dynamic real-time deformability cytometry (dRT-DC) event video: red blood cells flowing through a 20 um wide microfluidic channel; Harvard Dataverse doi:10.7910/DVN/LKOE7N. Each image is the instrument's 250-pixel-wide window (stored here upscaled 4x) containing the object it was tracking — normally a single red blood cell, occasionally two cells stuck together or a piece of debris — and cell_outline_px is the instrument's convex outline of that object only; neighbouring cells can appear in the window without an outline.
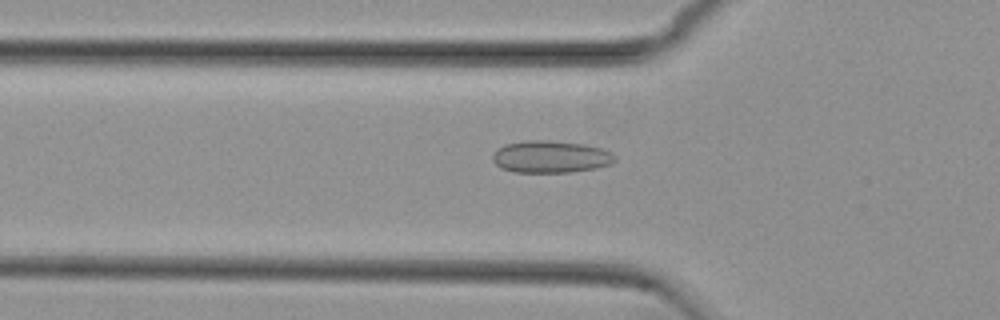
{"species": "common noctule bat (a hibernating species)", "species_latin": "Nyctalus noctula", "temperature_condition": "cold", "stored_images_in_passage": 39, "camera_frame_rate_fps": 3000, "um_per_image_px": 0.085, "animal": {"sex": "female", "body_mass_g": 29.2, "forearm_length_mm": 56.3}, "frame": {"image": 1, "passage_image": 2, "time_ms": 0.333, "image_size_px": [1000, 320], "cell_outline_px": [[616, 160], [612, 164], [596, 168], [572, 172], [512, 172], [500, 168], [492, 160], [492, 156], [496, 148], [504, 144], [524, 140], [548, 140], [584, 144], [604, 148], [612, 152], [616, 156]], "centroid_in_image_um": [46.81, 13.32], "position_along_channel_um": 79.0, "area_um2": 23.35}}
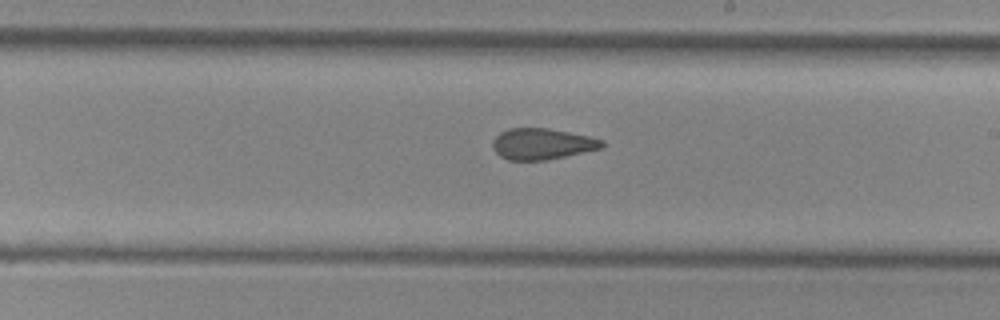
{"frame": {"image": 2, "passage_image": 15, "time_ms": 4.667, "image_size_px": [1000, 320], "cell_outline_px": [[604, 148], [544, 160], [508, 160], [500, 156], [492, 148], [492, 140], [500, 132], [508, 128], [548, 128], [588, 136], [604, 140]], "centroid_in_image_um": [46.06, 12.23], "position_along_channel_um": 242.9, "area_um2": 19.83}}
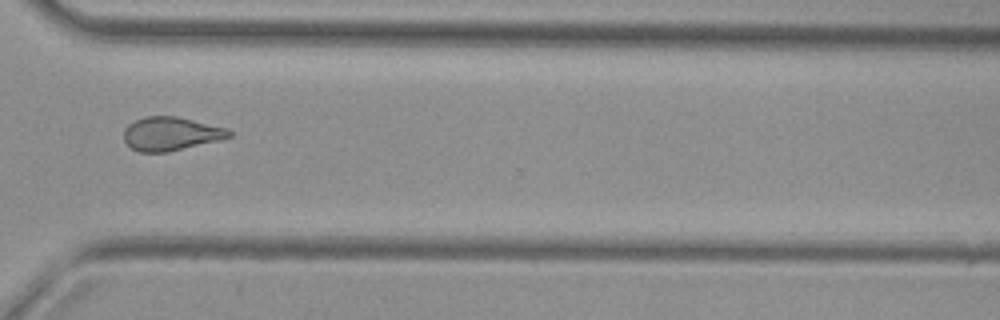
{"frame": {"image": 3, "passage_image": 24, "time_ms": 7.667, "image_size_px": [1000, 320], "cell_outline_px": [[232, 136], [220, 140], [168, 152], [140, 152], [132, 148], [124, 140], [124, 128], [128, 124], [144, 116], [176, 116], [228, 128], [232, 132]], "centroid_in_image_um": [14.53, 11.36], "position_along_channel_um": 356.1, "area_um2": 20.63}}